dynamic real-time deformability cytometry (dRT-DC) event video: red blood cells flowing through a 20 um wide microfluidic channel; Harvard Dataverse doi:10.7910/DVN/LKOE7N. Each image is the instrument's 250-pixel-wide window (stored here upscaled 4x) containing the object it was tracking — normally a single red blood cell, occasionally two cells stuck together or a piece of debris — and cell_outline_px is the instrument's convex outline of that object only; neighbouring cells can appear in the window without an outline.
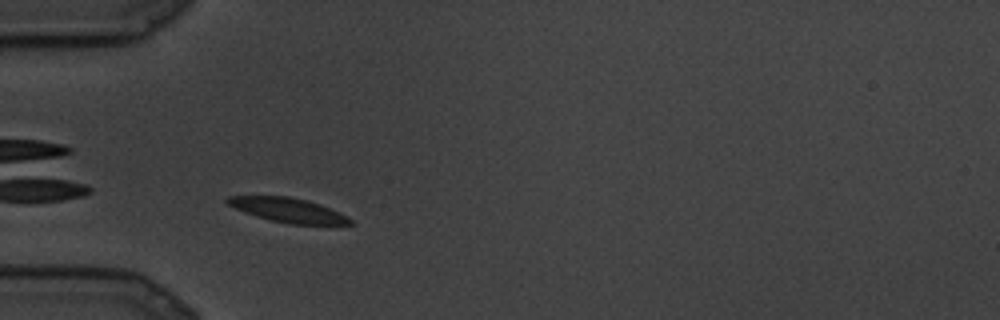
{"species": "common noctule bat (a hibernating species)", "species_latin": "Nyctalus noctula", "temperature_condition": "cold", "stored_images_in_passage": 20, "camera_frame_rate_fps": 3000, "um_per_image_px": 0.085, "animal": {"sex": "male", "body_mass_g": 19.5, "forearm_length_mm": 54.6}, "frame": {"image": 1, "passage_image": 4, "time_ms": 1.0, "image_size_px": [1000, 320], "cell_outline_px": [[352, 224], [292, 224], [272, 220], [256, 216], [244, 212], [228, 204], [224, 200], [228, 196], [288, 196], [320, 204], [340, 212], [348, 216], [352, 220]], "centroid_in_image_um": [24.49, 17.85], "position_along_channel_um": 60.5, "area_um2": 17.17}}